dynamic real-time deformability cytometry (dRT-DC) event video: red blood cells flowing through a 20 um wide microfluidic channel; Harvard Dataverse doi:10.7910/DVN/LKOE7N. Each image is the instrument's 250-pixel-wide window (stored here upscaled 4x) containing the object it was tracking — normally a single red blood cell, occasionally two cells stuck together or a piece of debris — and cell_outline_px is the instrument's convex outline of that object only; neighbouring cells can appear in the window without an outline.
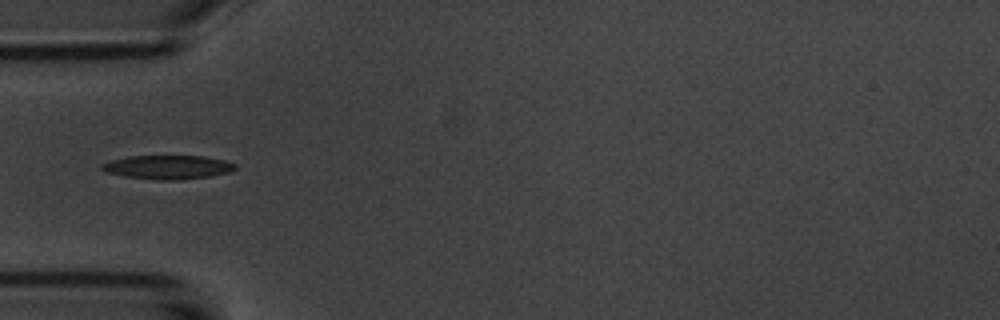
{"species": "common noctule bat (a hibernating species)", "species_latin": "Nyctalus noctula", "temperature_condition": "room temperature", "stored_images_in_passage": 38, "camera_frame_rate_fps": 3000, "um_per_image_px": 0.085, "animal": {"sex": "male", "body_mass_g": 20.1, "forearm_length_mm": 53.5}, "frame": {"image": 1, "passage_image": 1, "time_ms": 0.0, "image_size_px": [1000, 320], "cell_outline_px": [[236, 168], [228, 172], [208, 176], [176, 180], [156, 180], [124, 176], [104, 172], [100, 168], [100, 164], [112, 160], [128, 156], [204, 156], [224, 160], [236, 164]], "centroid_in_image_um": [14.21, 14.2], "position_along_channel_um": 70.8, "area_um2": 18.5}}
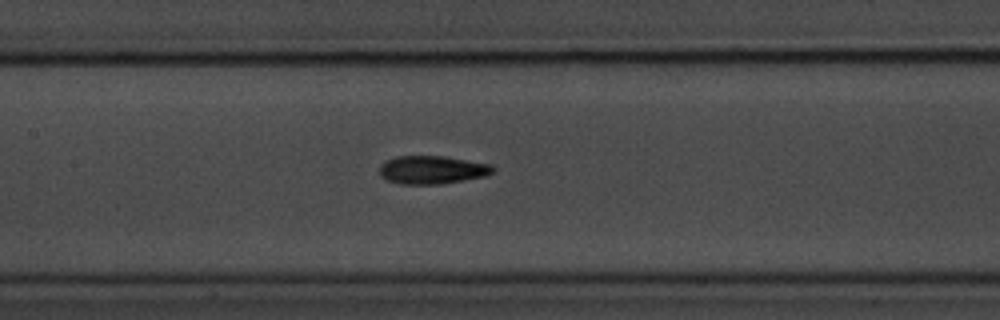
{"frame": {"image": 2, "passage_image": 9, "time_ms": 2.667, "image_size_px": [1000, 320], "cell_outline_px": [[496, 172], [488, 176], [444, 184], [400, 184], [388, 180], [380, 176], [380, 164], [384, 160], [396, 156], [444, 156], [492, 164], [496, 168]], "centroid_in_image_um": [36.78, 14.44], "position_along_channel_um": 170.6, "area_um2": 19.07}}
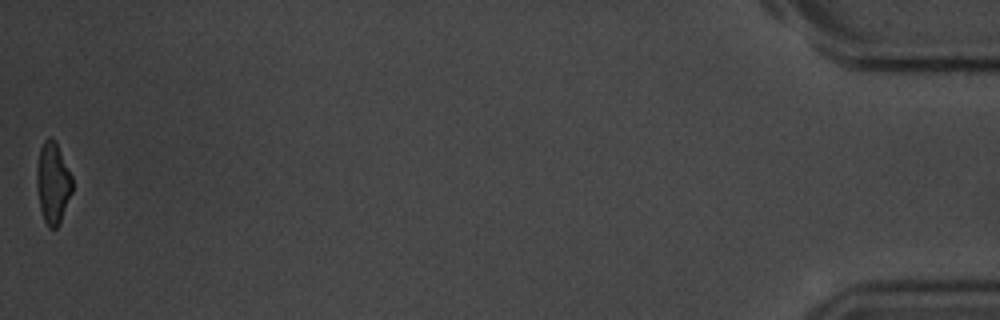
{"frame": {"image": 3, "passage_image": 38, "time_ms": 12.333, "image_size_px": [1000, 320], "cell_outline_px": [[72, 192], [60, 224], [56, 228], [48, 228], [44, 220], [40, 208], [36, 184], [36, 172], [40, 148], [44, 140], [48, 136], [52, 136], [72, 176]], "centroid_in_image_um": [4.48, 15.57], "position_along_channel_um": 430.7, "area_um2": 16.82}}